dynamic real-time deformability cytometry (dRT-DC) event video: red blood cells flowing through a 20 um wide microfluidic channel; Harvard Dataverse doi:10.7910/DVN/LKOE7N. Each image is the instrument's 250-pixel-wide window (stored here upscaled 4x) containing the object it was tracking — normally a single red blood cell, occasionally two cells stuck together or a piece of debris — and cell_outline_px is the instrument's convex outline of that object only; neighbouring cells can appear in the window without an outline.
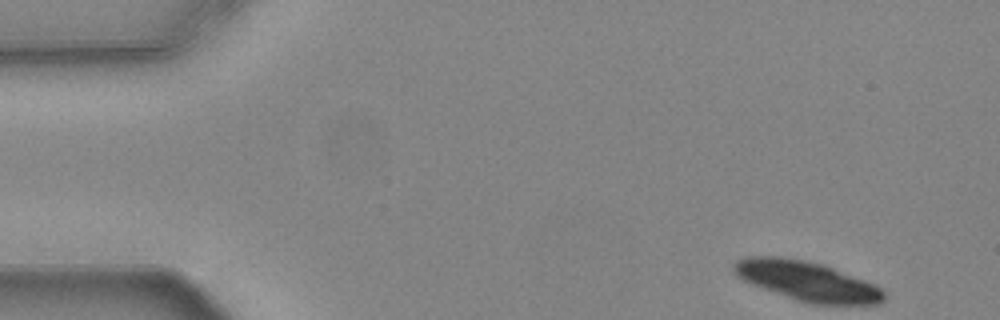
{"species": "common noctule bat (a hibernating species)", "species_latin": "Nyctalus noctula", "temperature_condition": "warm", "stored_images_in_passage": 30, "camera_frame_rate_fps": 3000, "um_per_image_px": 0.085, "animal": {"sex": "female", "body_mass_g": 24.6, "forearm_length_mm": 56.2}, "frame": {"image": 1, "passage_image": 1, "time_ms": 0.0, "image_size_px": [1000, 320], "cell_outline_px": [[884, 300], [880, 304], [808, 304], [796, 300], [752, 284], [736, 276], [732, 268], [732, 264], [736, 260], [744, 256], [780, 256], [808, 260], [824, 264], [876, 284], [884, 292]], "centroid_in_image_um": [68.59, 23.87], "position_along_channel_um": 16.4, "area_um2": 34.97}}
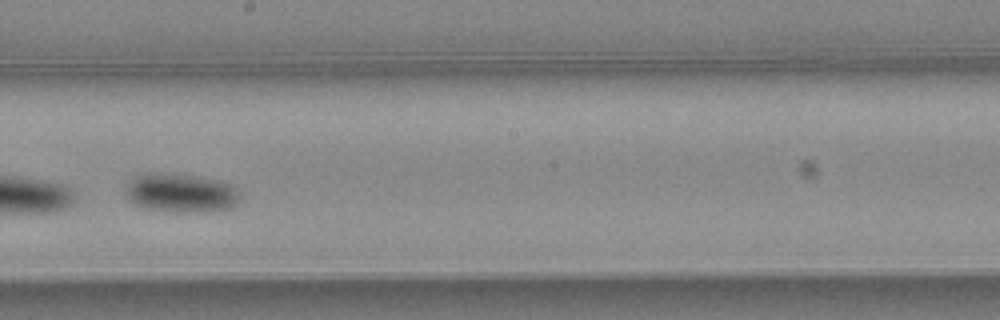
{"frame": {"image": 2, "passage_image": 28, "time_ms": 9.0, "image_size_px": [1000, 320], "cell_outline_px": [[240, 200], [232, 208], [212, 212], [172, 212], [144, 208], [132, 204], [128, 200], [124, 192], [128, 180], [136, 176], [152, 172], [156, 172], [196, 176], [220, 180], [232, 184], [240, 192]], "centroid_in_image_um": [15.38, 16.41], "position_along_channel_um": 232.8, "area_um2": 26.7}}